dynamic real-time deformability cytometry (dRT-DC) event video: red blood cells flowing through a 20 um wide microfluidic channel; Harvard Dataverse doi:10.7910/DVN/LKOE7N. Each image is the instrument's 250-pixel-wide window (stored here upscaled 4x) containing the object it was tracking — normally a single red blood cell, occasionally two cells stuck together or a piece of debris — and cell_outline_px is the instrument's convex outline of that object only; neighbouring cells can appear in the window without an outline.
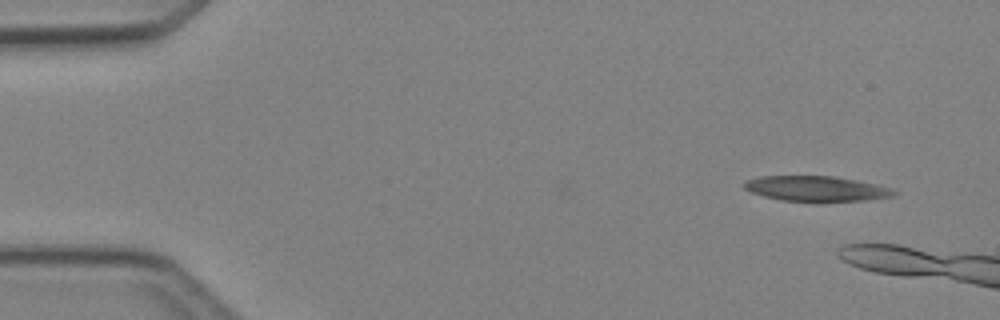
{"species": "Egyptian fruit bat (a non-hibernating species)", "species_latin": "Rousettus aegyptiacus", "temperature_condition": "cold", "stored_images_in_passage": 2, "camera_frame_rate_fps": 3000, "um_per_image_px": 0.085, "animal": {"sex": "female"}, "frame": {"image": 1, "passage_image": 1, "time_ms": 0.0, "image_size_px": [1000, 320], "cell_outline_px": [[896, 192], [892, 196], [868, 200], [820, 204], [816, 204], [780, 200], [764, 196], [752, 192], [744, 188], [740, 184], [744, 180], [760, 176], [832, 176], [856, 180], [876, 184], [892, 188]], "centroid_in_image_um": [69.35, 16.07], "position_along_channel_um": 15.6, "area_um2": 22.95}}